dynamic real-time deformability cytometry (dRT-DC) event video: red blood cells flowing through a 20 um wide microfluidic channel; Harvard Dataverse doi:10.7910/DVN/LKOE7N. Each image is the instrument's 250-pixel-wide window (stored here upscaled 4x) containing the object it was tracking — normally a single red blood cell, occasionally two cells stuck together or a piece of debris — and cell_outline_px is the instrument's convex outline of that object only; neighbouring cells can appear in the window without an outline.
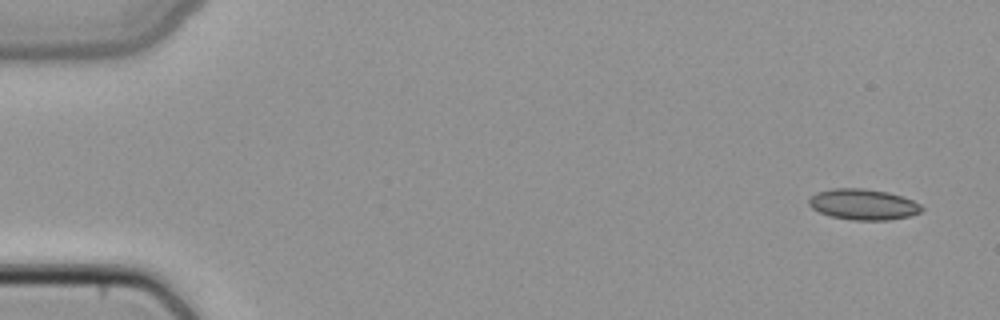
{"species": "common noctule bat (a hibernating species)", "species_latin": "Nyctalus noctula", "temperature_condition": "cold", "stored_images_in_passage": 4, "camera_frame_rate_fps": 3000, "um_per_image_px": 0.085, "animal": {"sex": "female", "body_mass_g": 22.7, "forearm_length_mm": 54.2}, "frame": {"image": 1, "passage_image": 1, "time_ms": 0.0, "image_size_px": [1000, 320], "cell_outline_px": [[924, 208], [920, 212], [908, 216], [888, 220], [852, 220], [832, 216], [820, 212], [812, 208], [808, 204], [808, 200], [816, 192], [832, 188], [864, 188], [888, 192], [912, 200], [920, 204]], "centroid_in_image_um": [73.36, 17.37], "position_along_channel_um": 11.6, "area_um2": 20.17}}
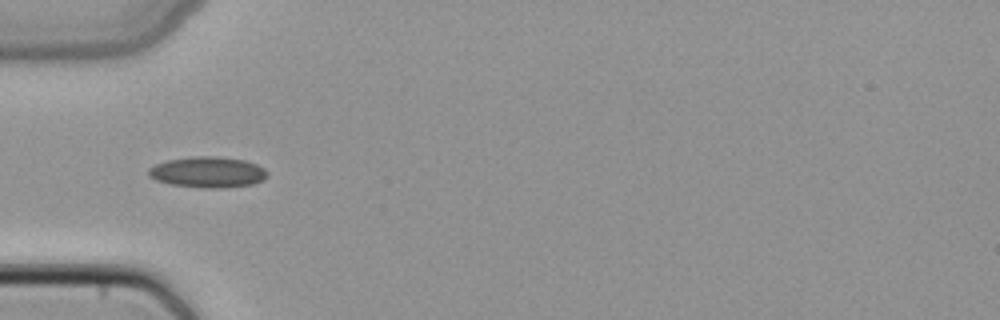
{"frame": {"image": 2, "passage_image": 4, "time_ms": 1.0, "image_size_px": [1000, 320], "cell_outline_px": [[268, 176], [264, 180], [252, 184], [220, 188], [204, 188], [172, 184], [156, 180], [148, 176], [148, 168], [156, 164], [168, 160], [192, 156], [216, 156], [244, 160], [256, 164], [264, 168], [268, 172]], "centroid_in_image_um": [17.67, 14.63], "position_along_channel_um": 67.3, "area_um2": 21.39}}